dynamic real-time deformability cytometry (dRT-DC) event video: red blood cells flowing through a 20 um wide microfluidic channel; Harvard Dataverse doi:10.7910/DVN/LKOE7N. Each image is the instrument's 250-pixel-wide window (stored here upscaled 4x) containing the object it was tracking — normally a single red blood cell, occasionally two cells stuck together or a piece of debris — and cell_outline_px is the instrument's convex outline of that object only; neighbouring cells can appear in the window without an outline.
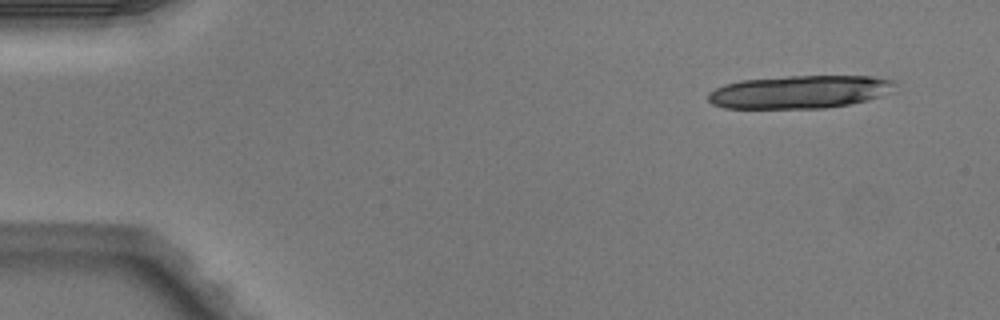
{"species": "Egyptian fruit bat (a non-hibernating species)", "species_latin": "Rousettus aegyptiacus", "temperature_condition": "warm", "stored_images_in_passage": 4, "camera_frame_rate_fps": 3000, "um_per_image_px": 0.085, "animal": {"sex": "male"}, "frame": {"image": 1, "passage_image": 1, "time_ms": 0.0, "image_size_px": [1000, 320], "cell_outline_px": [[896, 92], [868, 100], [848, 104], [824, 108], [724, 108], [712, 104], [708, 100], [708, 92], [724, 84], [740, 80], [788, 76], [876, 76], [896, 80]], "centroid_in_image_um": [68.05, 7.8], "position_along_channel_um": 17.0, "area_um2": 36.41}}